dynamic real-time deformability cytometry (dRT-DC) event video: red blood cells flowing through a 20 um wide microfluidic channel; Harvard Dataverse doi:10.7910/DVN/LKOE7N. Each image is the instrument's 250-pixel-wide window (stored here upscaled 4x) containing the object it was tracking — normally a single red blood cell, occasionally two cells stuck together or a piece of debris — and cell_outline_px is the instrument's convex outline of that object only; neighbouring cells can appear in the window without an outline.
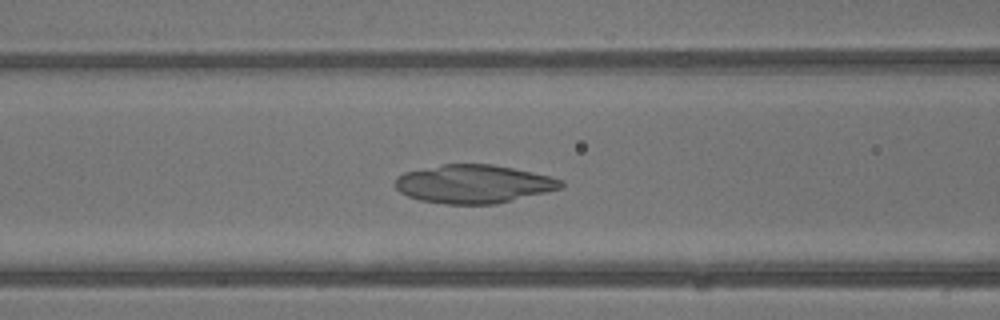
{"species": "common noctule bat (a hibernating species)", "species_latin": "Nyctalus noctula", "temperature_condition": "warm", "stored_images_in_passage": 40, "camera_frame_rate_fps": 3000, "um_per_image_px": 0.085, "animal": {"sex": "male", "body_mass_g": 13.3}, "frame": {"image": 1, "passage_image": 16, "time_ms": 5.0, "image_size_px": [1000, 320], "cell_outline_px": [[564, 188], [496, 204], [444, 204], [420, 200], [408, 196], [400, 192], [396, 188], [396, 176], [404, 172], [444, 164], [492, 164], [552, 176], [564, 180]], "centroid_in_image_um": [40.29, 15.64], "position_along_channel_um": 126.3, "area_um2": 37.22}}
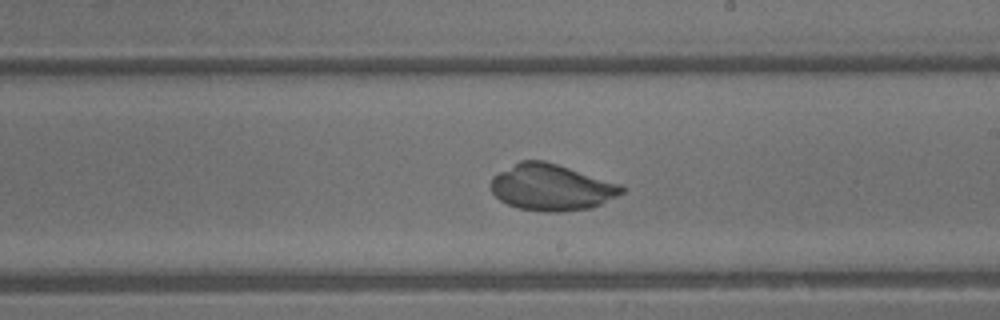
{"frame": {"image": 2, "passage_image": 23, "time_ms": 7.333, "image_size_px": [1000, 320], "cell_outline_px": [[624, 192], [592, 208], [560, 212], [544, 212], [520, 208], [508, 204], [500, 200], [492, 192], [488, 184], [492, 176], [520, 160], [544, 160], [620, 184], [624, 188]], "centroid_in_image_um": [46.83, 15.93], "position_along_channel_um": 242.2, "area_um2": 35.26}}
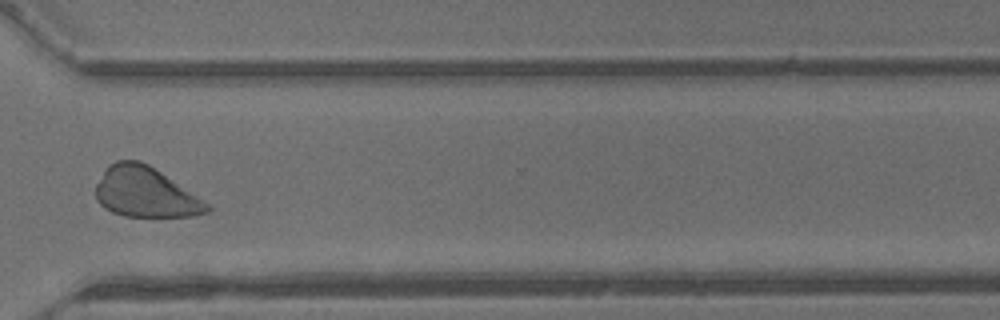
{"frame": {"image": 3, "passage_image": 30, "time_ms": 9.667, "image_size_px": [1000, 320], "cell_outline_px": [[212, 208], [208, 212], [192, 216], [124, 216], [112, 212], [104, 208], [96, 200], [96, 184], [104, 168], [108, 164], [116, 160], [140, 160], [148, 164], [204, 200]], "centroid_in_image_um": [12.31, 16.33], "position_along_channel_um": 358.3, "area_um2": 32.54}}